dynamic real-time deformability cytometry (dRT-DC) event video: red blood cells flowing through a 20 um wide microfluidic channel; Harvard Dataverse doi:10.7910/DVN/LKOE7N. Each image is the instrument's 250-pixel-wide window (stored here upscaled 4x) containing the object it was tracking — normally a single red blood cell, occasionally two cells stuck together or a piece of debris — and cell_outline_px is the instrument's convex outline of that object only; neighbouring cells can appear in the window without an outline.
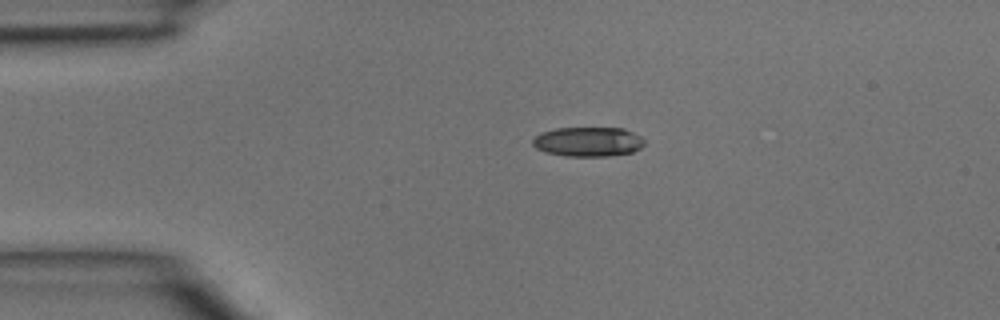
{"species": "common noctule bat (a hibernating species)", "species_latin": "Nyctalus noctula", "temperature_condition": "room temperature", "stored_images_in_passage": 4, "camera_frame_rate_fps": 3000, "um_per_image_px": 0.085, "animal": {"sex": "male", "body_mass_g": 15.6}, "frame": {"image": 1, "passage_image": 4, "time_ms": 1.0, "image_size_px": [1000, 320], "cell_outline_px": [[644, 144], [640, 148], [632, 152], [608, 156], [564, 156], [544, 152], [536, 148], [532, 144], [532, 140], [540, 132], [556, 128], [624, 128], [640, 136], [644, 140]], "centroid_in_image_um": [49.96, 12.05], "position_along_channel_um": 35.0, "area_um2": 19.31}}